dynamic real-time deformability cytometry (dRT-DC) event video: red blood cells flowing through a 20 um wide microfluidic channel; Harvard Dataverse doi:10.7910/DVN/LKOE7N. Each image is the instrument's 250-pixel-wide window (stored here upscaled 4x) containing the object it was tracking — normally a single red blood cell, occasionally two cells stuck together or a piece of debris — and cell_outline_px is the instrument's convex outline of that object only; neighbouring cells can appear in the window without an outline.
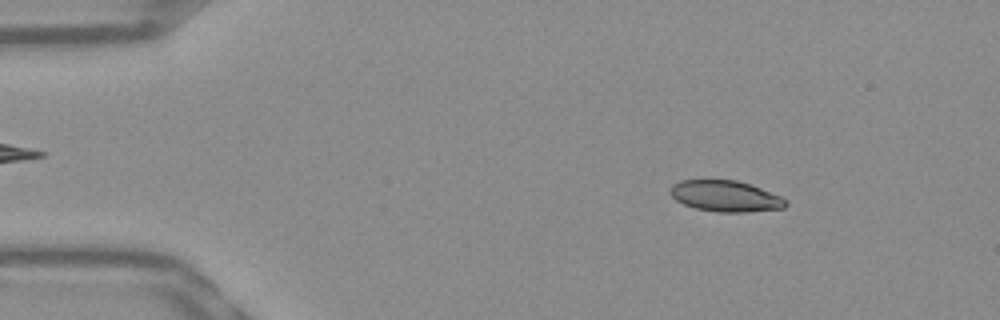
{"species": "Egyptian fruit bat (a non-hibernating species)", "species_latin": "Rousettus aegyptiacus", "temperature_condition": "warm", "stored_images_in_passage": 52, "camera_frame_rate_fps": 3000, "um_per_image_px": 0.085, "frame": {"image": 1, "passage_image": 7, "time_ms": 2.0, "image_size_px": [1000, 320], "cell_outline_px": [[788, 204], [784, 208], [748, 212], [716, 212], [696, 208], [684, 204], [676, 200], [672, 196], [672, 184], [680, 180], [736, 180], [760, 188], [780, 196], [788, 200]], "centroid_in_image_um": [61.69, 16.68], "position_along_channel_um": 23.3, "area_um2": 20.75}}
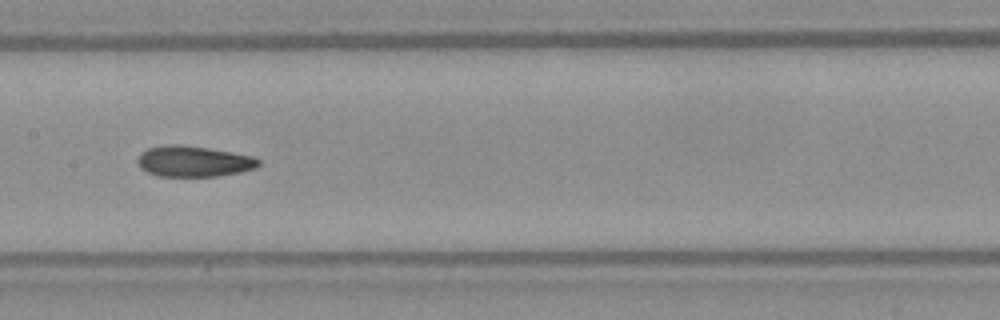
{"frame": {"image": 2, "passage_image": 26, "time_ms": 8.333, "image_size_px": [1000, 320], "cell_outline_px": [[260, 164], [256, 168], [240, 172], [216, 176], [156, 176], [140, 168], [136, 160], [140, 152], [148, 148], [172, 144], [176, 144], [208, 148], [256, 156], [260, 160]], "centroid_in_image_um": [16.46, 13.71], "position_along_channel_um": 190.9, "area_um2": 21.85}}
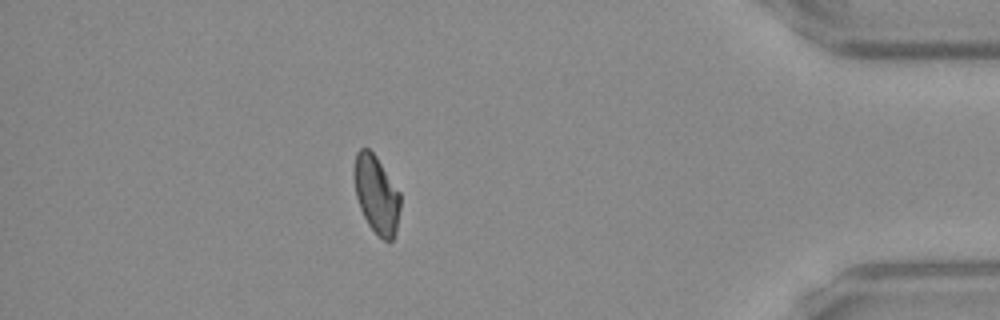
{"frame": {"image": 3, "passage_image": 46, "time_ms": 15.0, "image_size_px": [1000, 320], "cell_outline_px": [[400, 208], [396, 232], [392, 240], [384, 240], [368, 224], [360, 208], [356, 196], [352, 176], [356, 152], [360, 148], [368, 148], [376, 156], [400, 192]], "centroid_in_image_um": [31.98, 16.49], "position_along_channel_um": 403.2, "area_um2": 20.98}, "authors_computed_cell_mechanics": {"area_um2": 21.6461, "velocity_mm_per_s": 3.8429, "shape_relaxation_time_tau1_ms": null, "shape_relaxation_time_tau2_ms": 5.2302, "deformation_change_tau1": null, "deformation_change_tau2": 0.1052}}